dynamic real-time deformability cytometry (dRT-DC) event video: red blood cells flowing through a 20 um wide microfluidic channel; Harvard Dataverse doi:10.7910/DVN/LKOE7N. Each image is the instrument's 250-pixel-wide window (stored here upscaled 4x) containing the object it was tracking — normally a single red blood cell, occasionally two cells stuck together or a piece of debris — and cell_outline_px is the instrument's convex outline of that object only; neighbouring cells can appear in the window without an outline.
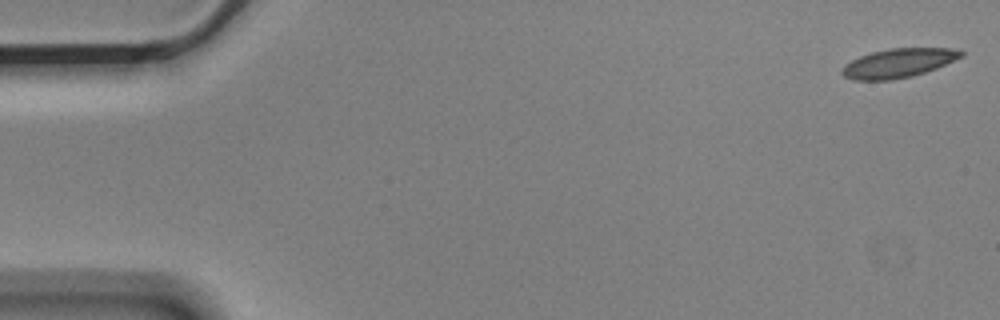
{"species": "Egyptian fruit bat (a non-hibernating species)", "species_latin": "Rousettus aegyptiacus", "temperature_condition": "cold", "stored_images_in_passage": 6, "camera_frame_rate_fps": 3000, "um_per_image_px": 0.085, "animal": {"sex": "male"}, "frame": {"image": 1, "passage_image": 1, "time_ms": 0.0, "image_size_px": [1000, 320], "cell_outline_px": [[964, 56], [936, 68], [912, 76], [892, 80], [852, 80], [844, 76], [840, 72], [840, 68], [844, 64], [860, 56], [872, 52], [892, 48], [952, 48], [964, 52]], "centroid_in_image_um": [76.33, 5.36], "position_along_channel_um": 8.7, "area_um2": 20.17}}